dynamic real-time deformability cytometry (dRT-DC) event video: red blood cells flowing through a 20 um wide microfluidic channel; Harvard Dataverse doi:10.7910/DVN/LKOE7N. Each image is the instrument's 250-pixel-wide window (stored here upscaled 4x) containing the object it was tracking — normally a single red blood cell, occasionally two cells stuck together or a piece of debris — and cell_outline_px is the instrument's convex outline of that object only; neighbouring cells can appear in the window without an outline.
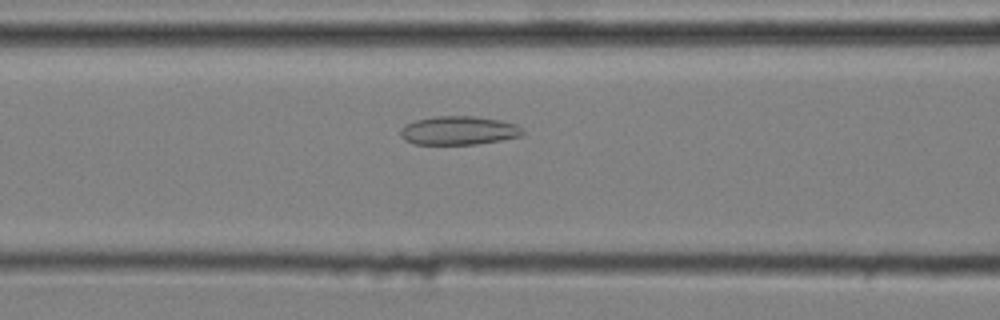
{"species": "common noctule bat (a hibernating species)", "species_latin": "Nyctalus noctula", "temperature_condition": "cold", "stored_images_in_passage": 48, "camera_frame_rate_fps": 3000, "um_per_image_px": 0.085, "animal": {"sex": "male", "body_mass_g": 20.4}, "frame": {"image": 1, "passage_image": 22, "time_ms": 7.0, "image_size_px": [1000, 320], "cell_outline_px": [[524, 132], [520, 136], [500, 140], [476, 144], [412, 144], [404, 140], [400, 136], [400, 128], [404, 124], [416, 120], [436, 116], [472, 116], [500, 120], [516, 124]], "centroid_in_image_um": [38.93, 11.09], "position_along_channel_um": 127.7, "area_um2": 20.4}}
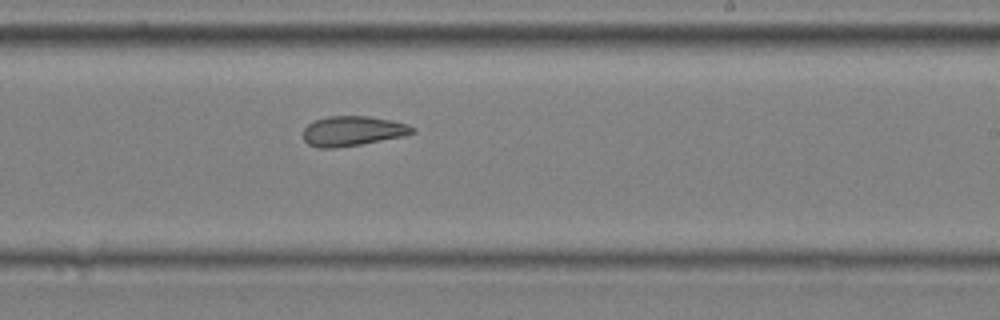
{"frame": {"image": 2, "passage_image": 33, "time_ms": 10.667, "image_size_px": [1000, 320], "cell_outline_px": [[416, 132], [404, 136], [360, 144], [336, 148], [320, 148], [308, 144], [304, 140], [304, 128], [308, 124], [316, 120], [328, 116], [368, 116], [392, 120], [408, 124], [416, 128]], "centroid_in_image_um": [30.0, 11.13], "position_along_channel_um": 259.0, "area_um2": 19.02}}
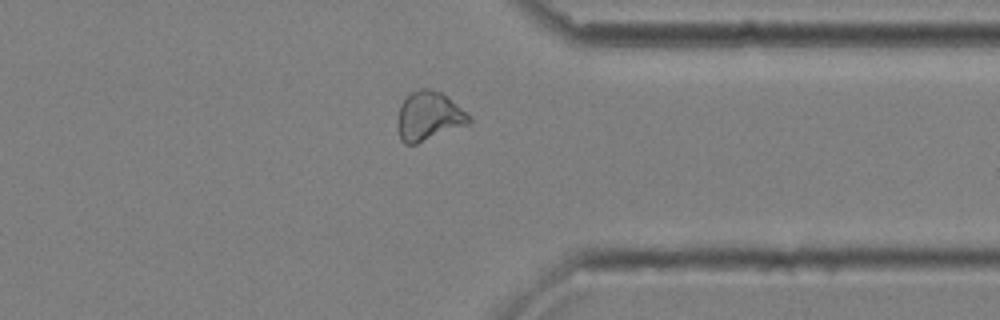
{"frame": {"image": 3, "passage_image": 43, "time_ms": 14.0, "image_size_px": [1000, 320], "cell_outline_px": [[472, 120], [468, 124], [416, 144], [404, 144], [400, 140], [396, 124], [396, 120], [400, 104], [412, 92], [420, 88], [428, 88], [440, 92], [456, 104]], "centroid_in_image_um": [36.37, 9.89], "position_along_channel_um": 375.0, "area_um2": 20.17}, "authors_computed_cell_mechanics": {"area_um2": 20.4612, "velocity_mm_per_s": 3.5941, "shape_relaxation_time_tau1_ms": null, "shape_relaxation_time_tau2_ms": 2.8517, "deformation_change_tau1": null, "deformation_change_tau2": 0.0943}}